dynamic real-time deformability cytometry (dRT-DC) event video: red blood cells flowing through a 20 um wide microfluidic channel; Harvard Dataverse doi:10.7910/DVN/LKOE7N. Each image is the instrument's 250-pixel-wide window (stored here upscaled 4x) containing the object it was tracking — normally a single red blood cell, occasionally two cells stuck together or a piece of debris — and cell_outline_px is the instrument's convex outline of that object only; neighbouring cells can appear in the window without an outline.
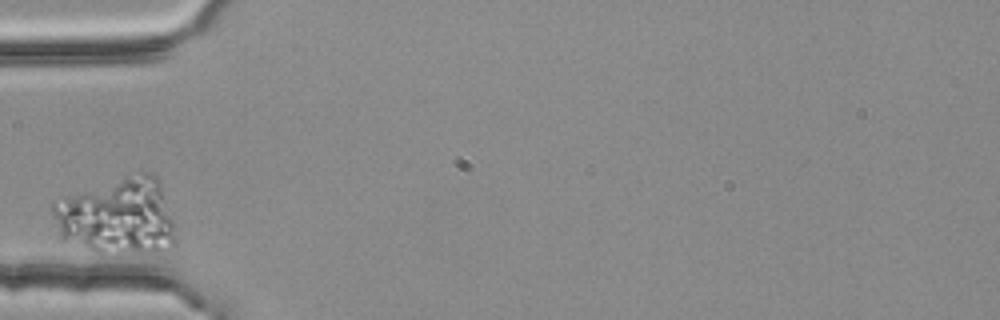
{"species": "common noctule bat (a hibernating species)", "species_latin": "Nyctalus noctula", "temperature_condition": "room temperature", "stored_images_in_passage": 1, "camera_frame_rate_fps": 3000, "um_per_image_px": 0.085, "animal": {"sex": "female", "body_mass_g": 25.1}, "frame": {"image": 1, "passage_image": 1, "time_ms": 0.0, "image_size_px": [1000, 320], "cell_outline_px": [[176, 244], [160, 252], [92, 252], [60, 240], [48, 204], [52, 200], [124, 176], [144, 172], [152, 172], [156, 176], [172, 220], [176, 236]], "centroid_in_image_um": [9.89, 18.41], "position_along_channel_um": 75.1, "area_um2": 55.37}}